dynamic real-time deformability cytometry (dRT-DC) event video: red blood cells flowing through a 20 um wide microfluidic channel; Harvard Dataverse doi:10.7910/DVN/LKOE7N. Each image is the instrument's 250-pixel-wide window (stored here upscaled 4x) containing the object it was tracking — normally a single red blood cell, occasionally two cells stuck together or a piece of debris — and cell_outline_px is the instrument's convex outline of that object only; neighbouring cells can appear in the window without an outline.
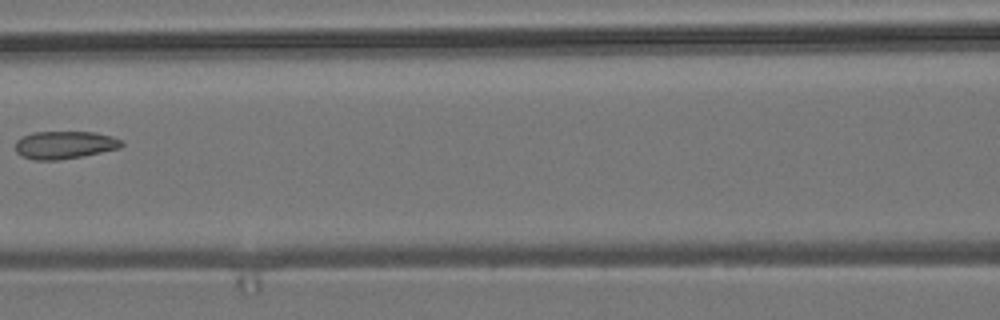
{"species": "common noctule bat (a hibernating species)", "species_latin": "Nyctalus noctula", "temperature_condition": "room temperature", "stored_images_in_passage": 8, "camera_frame_rate_fps": 3000, "um_per_image_px": 0.085, "animal": {"sex": "male", "body_mass_g": 19.2, "forearm_length_mm": 51.8}, "frame": {"image": 1, "passage_image": 7, "time_ms": 2.0, "image_size_px": [1000, 320], "cell_outline_px": [[124, 144], [120, 148], [84, 156], [60, 160], [32, 160], [20, 156], [16, 152], [16, 140], [32, 132], [96, 132], [112, 136], [124, 140]], "centroid_in_image_um": [5.51, 12.32], "position_along_channel_um": 161.1, "area_um2": 17.46}}
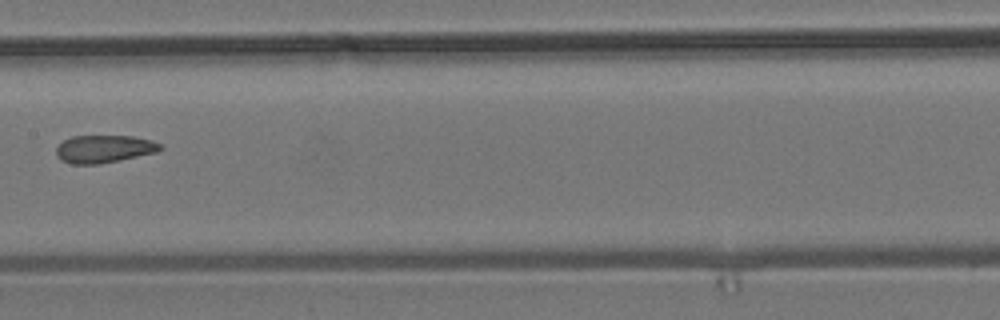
{"frame": {"image": 2, "passage_image": 8, "time_ms": 2.333, "image_size_px": [1000, 320], "cell_outline_px": [[164, 148], [156, 152], [120, 160], [100, 164], [72, 164], [60, 160], [56, 156], [56, 148], [64, 140], [72, 136], [132, 136], [152, 140], [160, 144]], "centroid_in_image_um": [8.83, 12.66], "position_along_channel_um": 198.6, "area_um2": 16.82}}